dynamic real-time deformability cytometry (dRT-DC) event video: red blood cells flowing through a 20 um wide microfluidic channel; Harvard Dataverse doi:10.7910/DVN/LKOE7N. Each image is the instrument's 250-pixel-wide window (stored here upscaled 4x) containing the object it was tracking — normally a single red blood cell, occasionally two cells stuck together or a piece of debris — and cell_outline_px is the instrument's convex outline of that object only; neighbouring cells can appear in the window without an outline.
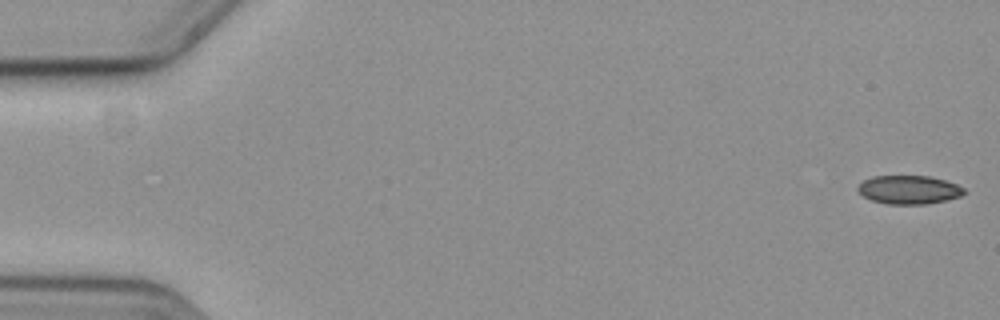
{"species": "common noctule bat (a hibernating species)", "species_latin": "Nyctalus noctula", "temperature_condition": "cold", "stored_images_in_passage": 6, "camera_frame_rate_fps": 3000, "um_per_image_px": 0.085, "animal": {"sex": "female", "body_mass_g": 19.3, "forearm_length_mm": 54.1}, "frame": {"image": 1, "passage_image": 1, "time_ms": 0.0, "image_size_px": [1000, 320], "cell_outline_px": [[968, 192], [960, 196], [944, 200], [924, 204], [888, 204], [872, 200], [864, 196], [856, 188], [864, 180], [872, 176], [928, 176], [944, 180], [956, 184], [964, 188]], "centroid_in_image_um": [77.26, 16.12], "position_along_channel_um": 7.7, "area_um2": 17.51}}